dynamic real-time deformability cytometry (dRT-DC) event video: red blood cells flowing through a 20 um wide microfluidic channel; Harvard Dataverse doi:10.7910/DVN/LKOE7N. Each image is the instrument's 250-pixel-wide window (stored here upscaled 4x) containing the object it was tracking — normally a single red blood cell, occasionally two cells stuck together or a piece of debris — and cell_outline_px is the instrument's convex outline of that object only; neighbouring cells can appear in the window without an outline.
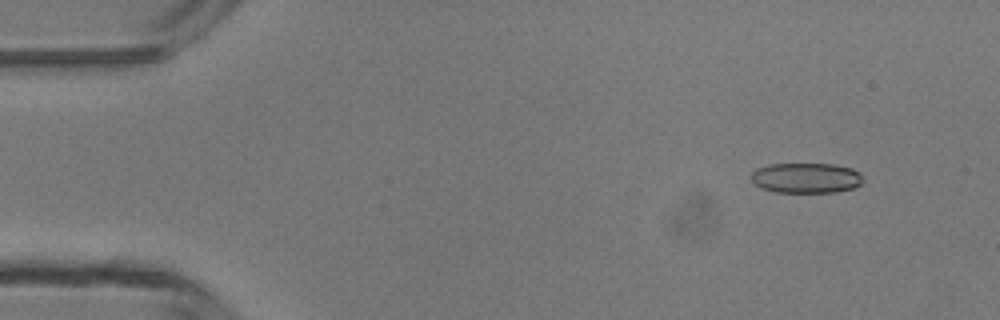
{"species": "common noctule bat (a hibernating species)", "species_latin": "Nyctalus noctula", "temperature_condition": "room temperature", "stored_images_in_passage": 6, "camera_frame_rate_fps": 3000, "um_per_image_px": 0.085, "animal": {"sex": "male", "body_mass_g": 13.3}, "frame": {"image": 1, "passage_image": 1, "time_ms": 0.0, "image_size_px": [1000, 320], "cell_outline_px": [[860, 184], [852, 188], [836, 192], [776, 192], [760, 188], [752, 180], [752, 172], [756, 168], [768, 164], [832, 164], [852, 168], [860, 172]], "centroid_in_image_um": [68.48, 15.12], "position_along_channel_um": 16.5, "area_um2": 19.59}}
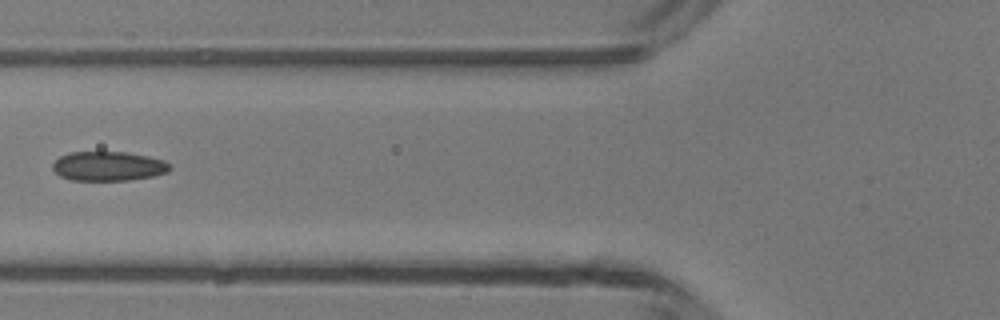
{"frame": {"image": 2, "passage_image": 5, "time_ms": 4.667, "image_size_px": [1000, 320], "cell_outline_px": [[172, 168], [168, 172], [152, 176], [128, 180], [72, 180], [60, 176], [52, 168], [52, 164], [60, 156], [68, 152], [124, 152], [148, 156], [164, 160]], "centroid_in_image_um": [9.2, 14.12], "position_along_channel_um": 116.6, "area_um2": 20.0}}